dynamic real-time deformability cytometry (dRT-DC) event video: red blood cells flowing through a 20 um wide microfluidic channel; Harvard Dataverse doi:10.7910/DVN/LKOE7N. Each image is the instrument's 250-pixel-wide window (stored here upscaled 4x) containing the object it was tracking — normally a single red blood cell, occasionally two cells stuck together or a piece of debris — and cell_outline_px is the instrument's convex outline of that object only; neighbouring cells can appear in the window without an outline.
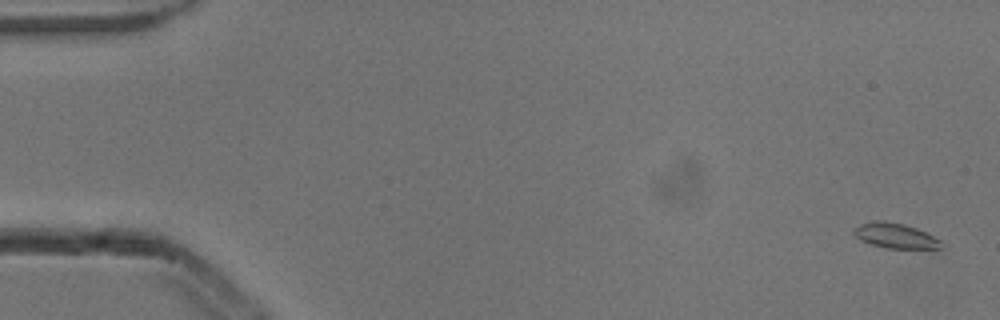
{"species": "common noctule bat (a hibernating species)", "species_latin": "Nyctalus noctula", "temperature_condition": "cold", "stored_images_in_passage": 5, "camera_frame_rate_fps": 3000, "um_per_image_px": 0.085, "animal": {"sex": "male", "body_mass_g": 13.3}, "frame": {"image": 1, "passage_image": 1, "time_ms": 0.0, "image_size_px": [1000, 320], "cell_outline_px": [[940, 248], [884, 248], [860, 240], [852, 232], [852, 228], [860, 224], [872, 220], [884, 220], [904, 224], [916, 228], [940, 240]], "centroid_in_image_um": [76.01, 20.01], "position_along_channel_um": 9.0, "area_um2": 12.66}}
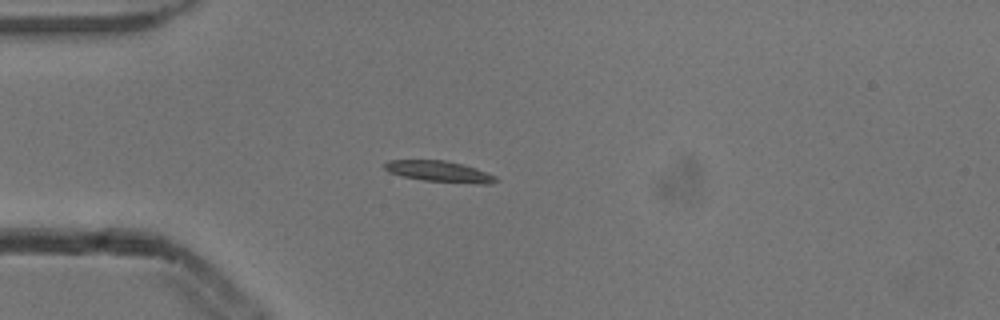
{"frame": {"image": 2, "passage_image": 4, "time_ms": 1.0, "image_size_px": [1000, 320], "cell_outline_px": [[500, 180], [492, 184], [480, 184], [424, 180], [404, 176], [388, 172], [384, 168], [384, 164], [388, 160], [444, 160], [464, 164], [476, 168], [496, 176]], "centroid_in_image_um": [37.39, 14.57], "position_along_channel_um": 47.6, "area_um2": 13.64}}